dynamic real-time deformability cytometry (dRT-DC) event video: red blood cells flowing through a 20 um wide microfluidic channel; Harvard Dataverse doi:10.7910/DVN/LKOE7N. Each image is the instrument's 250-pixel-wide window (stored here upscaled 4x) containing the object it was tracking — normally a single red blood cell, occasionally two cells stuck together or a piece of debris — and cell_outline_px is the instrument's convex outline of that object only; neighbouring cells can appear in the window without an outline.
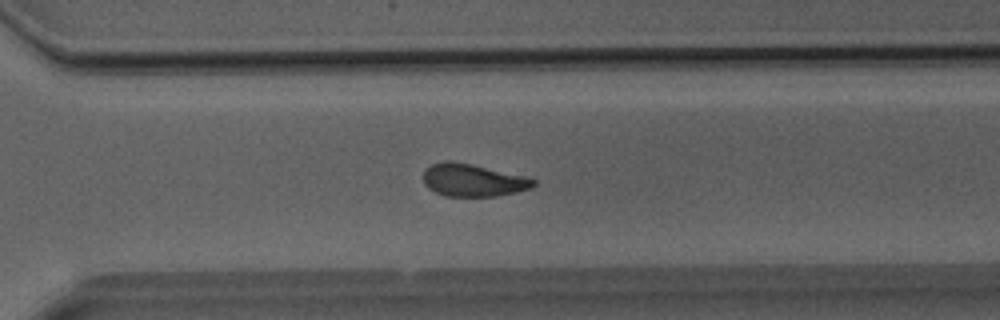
{"species": "Egyptian fruit bat (a non-hibernating species)", "species_latin": "Rousettus aegyptiacus", "temperature_condition": "room temperature", "stored_images_in_passage": 37, "camera_frame_rate_fps": 3000, "um_per_image_px": 0.085, "animal": {"sex": "male"}, "frame": {"image": 1, "passage_image": 26, "time_ms": 8.333, "image_size_px": [1000, 320], "cell_outline_px": [[536, 184], [532, 188], [516, 192], [496, 196], [444, 196], [428, 188], [424, 184], [424, 168], [432, 164], [444, 160], [448, 160], [472, 164], [536, 180]], "centroid_in_image_um": [40.15, 15.32], "position_along_channel_um": 330.5, "area_um2": 20.69}}
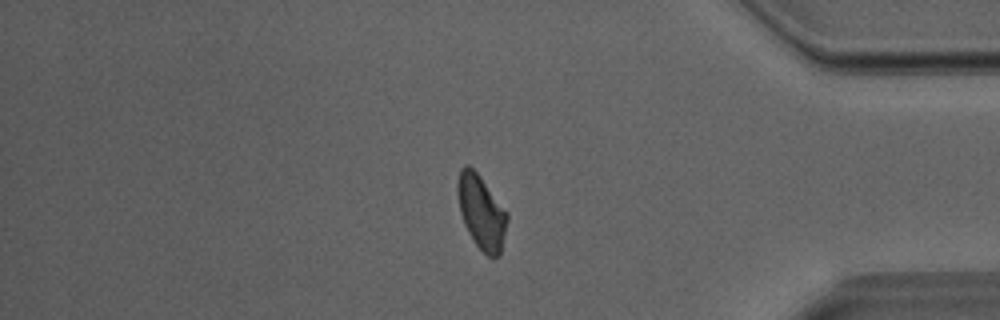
{"frame": {"image": 2, "passage_image": 31, "time_ms": 10.0, "image_size_px": [1000, 320], "cell_outline_px": [[508, 220], [500, 252], [492, 260], [472, 240], [464, 224], [460, 212], [456, 192], [456, 184], [460, 168], [464, 164], [468, 164], [480, 176], [508, 212]], "centroid_in_image_um": [40.89, 17.99], "position_along_channel_um": 394.3, "area_um2": 21.5}}
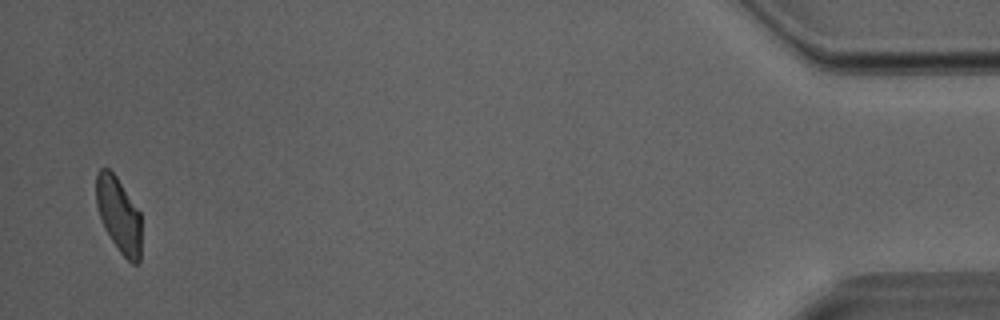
{"frame": {"image": 3, "passage_image": 36, "time_ms": 11.667, "image_size_px": [1000, 320], "cell_outline_px": [[140, 264], [132, 264], [120, 252], [104, 228], [96, 204], [96, 172], [100, 168], [108, 168], [116, 176], [140, 212]], "centroid_in_image_um": [10.09, 18.26], "position_along_channel_um": 425.1, "area_um2": 19.65}}